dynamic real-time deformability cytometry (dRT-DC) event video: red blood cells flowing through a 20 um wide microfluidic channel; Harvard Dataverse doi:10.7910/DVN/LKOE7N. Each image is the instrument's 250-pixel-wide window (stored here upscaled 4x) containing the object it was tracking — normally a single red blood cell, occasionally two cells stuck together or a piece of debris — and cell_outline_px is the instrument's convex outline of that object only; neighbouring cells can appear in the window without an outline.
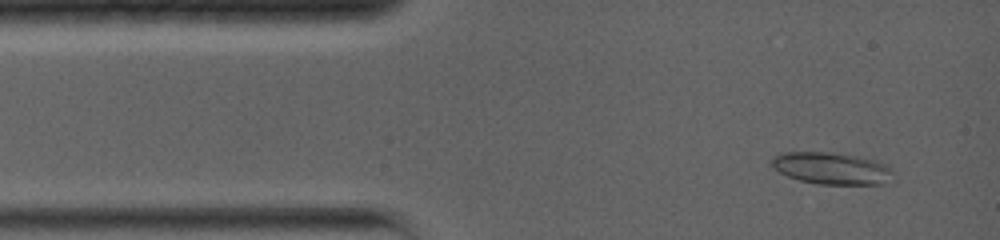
{"species": "common noctule bat (a hibernating species)", "species_latin": "Nyctalus noctula", "temperature_condition": "warm", "stored_images_in_passage": 3, "camera_frame_rate_fps": 5000, "um_per_image_px": 0.085, "animal": {"sex": "female", "body_mass_g": 19.0, "forearm_length_mm": 56.7}, "frame": {"image": 1, "passage_image": 1, "time_ms": 0.0, "image_size_px": [1000, 240], "cell_outline_px": [[896, 180], [880, 184], [816, 184], [800, 180], [788, 176], [780, 172], [772, 164], [772, 156], [780, 152], [828, 152], [856, 156], [872, 160], [884, 164], [892, 172]], "centroid_in_image_um": [70.69, 14.31], "position_along_channel_um": 14.3, "area_um2": 22.48}}
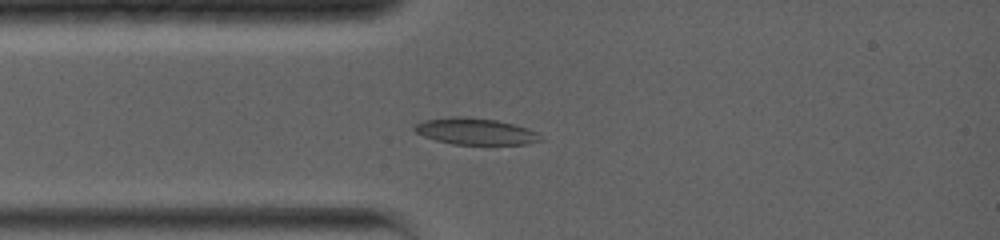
{"frame": {"image": 2, "passage_image": 3, "time_ms": 2.0, "image_size_px": [1000, 240], "cell_outline_px": [[544, 140], [528, 144], [452, 144], [436, 140], [424, 136], [416, 132], [412, 128], [416, 124], [424, 120], [452, 116], [464, 116], [496, 120], [528, 128], [536, 132]], "centroid_in_image_um": [40.41, 11.16], "position_along_channel_um": 44.6, "area_um2": 19.42}}